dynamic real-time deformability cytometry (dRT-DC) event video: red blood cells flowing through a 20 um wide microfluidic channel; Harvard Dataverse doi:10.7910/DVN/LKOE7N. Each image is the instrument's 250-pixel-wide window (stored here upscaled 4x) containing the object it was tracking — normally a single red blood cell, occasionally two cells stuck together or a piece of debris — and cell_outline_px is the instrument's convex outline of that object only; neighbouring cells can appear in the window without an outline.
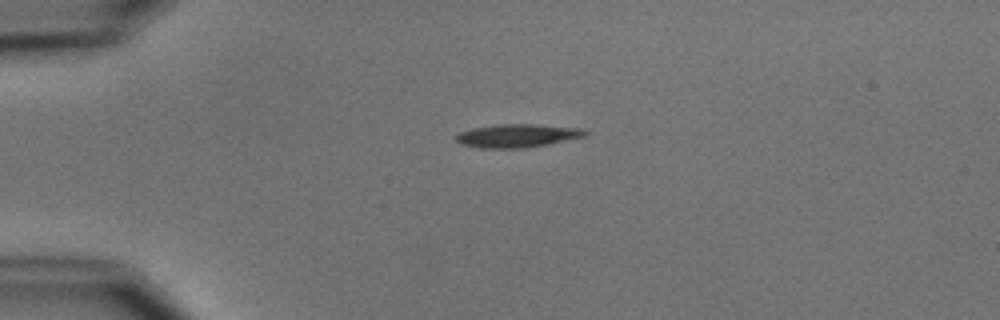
{"species": "common noctule bat (a hibernating species)", "species_latin": "Nyctalus noctula", "temperature_condition": "cold", "stored_images_in_passage": 1, "camera_frame_rate_fps": 3000, "um_per_image_px": 0.085, "animal": {"sex": "male", "body_mass_g": 15.6}, "frame": {"image": 1, "passage_image": 1, "time_ms": 0.0, "image_size_px": [1000, 320], "cell_outline_px": [[588, 136], [548, 144], [524, 148], [480, 148], [460, 144], [456, 140], [456, 136], [460, 132], [472, 128], [500, 124], [536, 124], [580, 128], [588, 132]], "centroid_in_image_um": [43.99, 11.53], "position_along_channel_um": 41.0, "area_um2": 17.57}}